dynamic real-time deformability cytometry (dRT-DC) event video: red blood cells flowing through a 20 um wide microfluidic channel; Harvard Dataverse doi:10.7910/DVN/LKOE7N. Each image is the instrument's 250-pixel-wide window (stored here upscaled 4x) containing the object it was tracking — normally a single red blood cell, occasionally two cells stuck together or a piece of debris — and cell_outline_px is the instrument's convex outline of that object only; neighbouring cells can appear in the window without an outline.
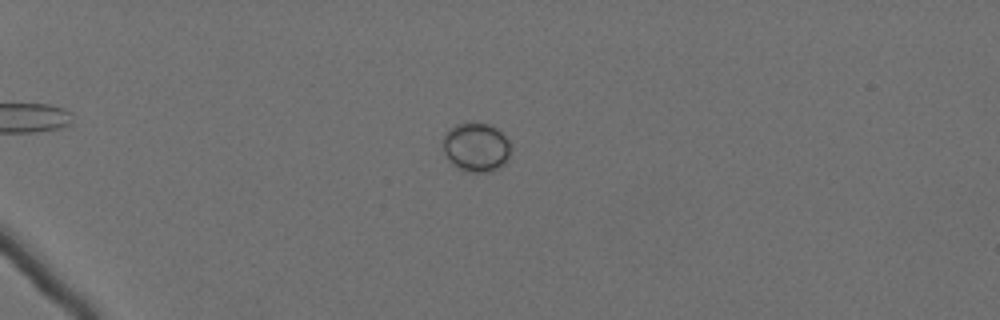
{"species": "Egyptian fruit bat (a non-hibernating species)", "species_latin": "Rousettus aegyptiacus", "temperature_condition": "cold", "stored_images_in_passage": 62, "camera_frame_rate_fps": 3000, "um_per_image_px": 0.085, "animal": {"sex": "female"}, "frame": {"image": 1, "passage_image": 19, "time_ms": 6.0, "image_size_px": [1000, 320], "cell_outline_px": [[512, 148], [508, 160], [500, 168], [492, 172], [464, 172], [452, 164], [444, 152], [444, 132], [456, 124], [468, 120], [488, 124], [496, 128], [508, 140]], "centroid_in_image_um": [40.48, 12.5], "position_along_channel_um": 44.5, "area_um2": 19.88}}
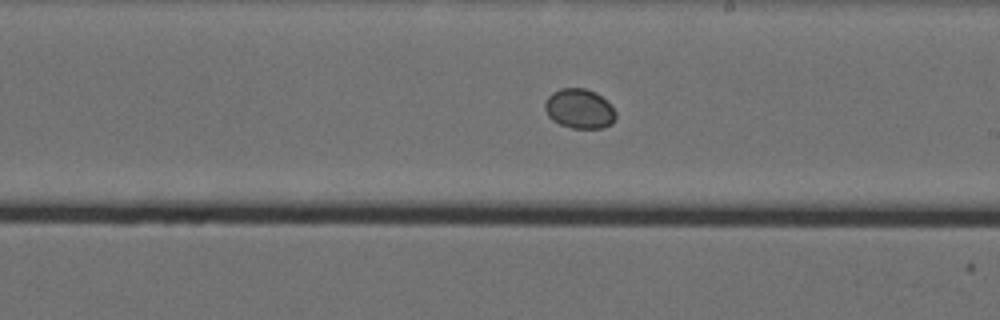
{"frame": {"image": 2, "passage_image": 40, "time_ms": 13.0, "image_size_px": [1000, 320], "cell_outline_px": [[616, 120], [612, 124], [604, 128], [572, 128], [560, 124], [552, 120], [548, 116], [544, 108], [544, 104], [548, 96], [552, 92], [560, 88], [584, 88], [596, 92], [616, 112]], "centroid_in_image_um": [49.23, 9.25], "position_along_channel_um": 239.8, "area_um2": 16.42}}
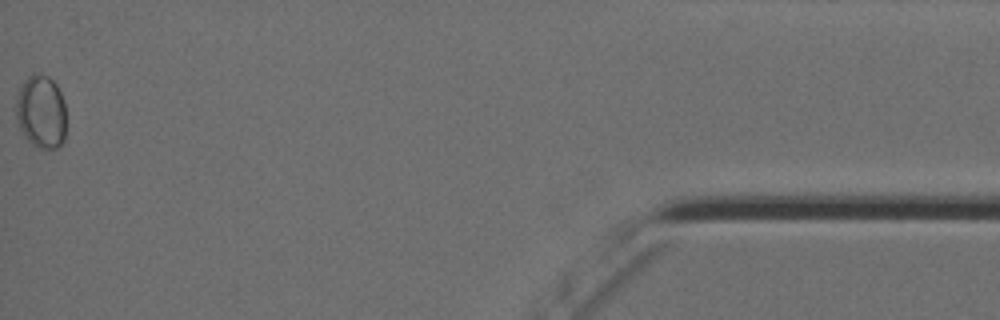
{"frame": {"image": 3, "passage_image": 62, "time_ms": 20.333, "image_size_px": [1000, 320], "cell_outline_px": [[64, 140], [56, 148], [40, 148], [32, 144], [24, 136], [16, 120], [16, 96], [24, 80], [32, 72], [48, 76], [56, 84], [64, 100]], "centroid_in_image_um": [3.47, 9.47], "position_along_channel_um": 431.7, "area_um2": 21.39}}